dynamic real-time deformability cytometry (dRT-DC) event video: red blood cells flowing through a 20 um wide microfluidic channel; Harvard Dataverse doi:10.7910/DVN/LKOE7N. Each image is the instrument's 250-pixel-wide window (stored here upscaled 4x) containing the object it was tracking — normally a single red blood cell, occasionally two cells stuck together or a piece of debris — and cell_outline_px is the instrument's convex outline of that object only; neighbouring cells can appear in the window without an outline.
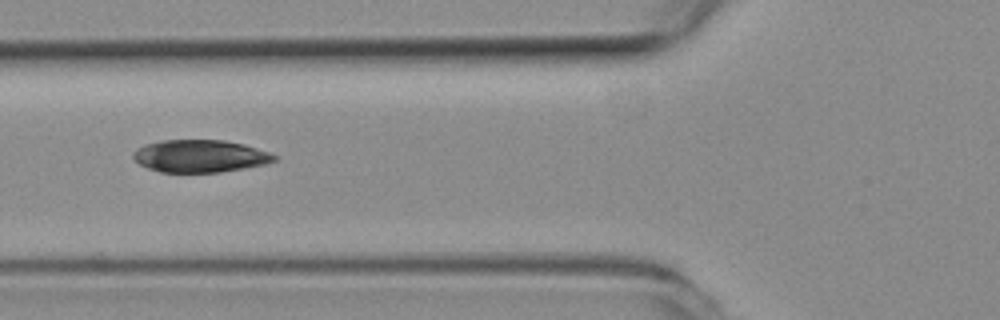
{"species": "common noctule bat (a hibernating species)", "species_latin": "Nyctalus noctula", "temperature_condition": "room temperature", "stored_images_in_passage": 19, "camera_frame_rate_fps": 3000, "um_per_image_px": 0.085, "animal": {"sex": "female", "body_mass_g": 19.3, "forearm_length_mm": 54.1}, "frame": {"image": 1, "passage_image": 4, "time_ms": 1.0, "image_size_px": [1000, 320], "cell_outline_px": [[276, 160], [264, 164], [244, 168], [220, 172], [160, 172], [148, 168], [140, 164], [132, 156], [132, 152], [136, 148], [144, 144], [160, 140], [224, 140], [244, 144], [268, 152], [276, 156]], "centroid_in_image_um": [16.96, 13.26], "position_along_channel_um": 108.8, "area_um2": 26.65}}
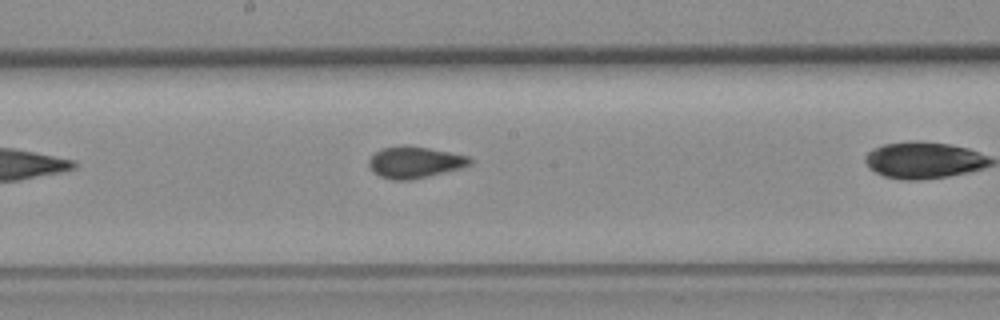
{"frame": {"image": 2, "passage_image": 9, "time_ms": 2.667, "image_size_px": [1000, 320], "cell_outline_px": [[472, 164], [460, 168], [412, 180], [392, 180], [380, 176], [372, 172], [368, 164], [368, 160], [380, 148], [404, 144], [428, 148], [468, 156], [472, 160]], "centroid_in_image_um": [35.21, 13.79], "position_along_channel_um": 213.0, "area_um2": 18.61}}